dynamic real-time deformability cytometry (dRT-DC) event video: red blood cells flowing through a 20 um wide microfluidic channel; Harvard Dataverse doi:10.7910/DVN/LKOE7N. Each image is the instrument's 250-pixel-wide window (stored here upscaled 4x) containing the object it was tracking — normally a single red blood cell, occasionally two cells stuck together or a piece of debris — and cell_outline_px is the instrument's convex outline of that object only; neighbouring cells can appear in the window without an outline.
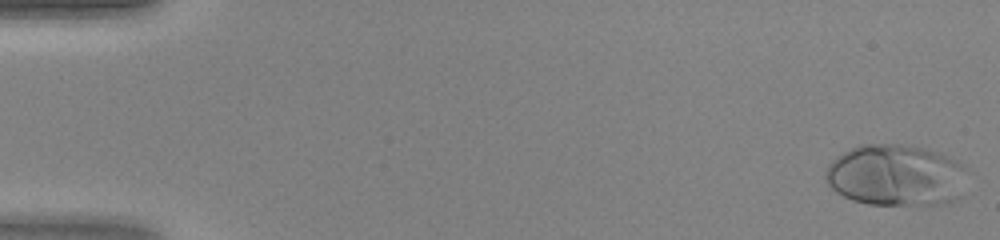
{"species": "human", "species_latin": "Homo sapiens", "temperature_condition": "warm", "stored_images_in_passage": 46, "camera_frame_rate_fps": 3000, "um_per_image_px": 0.085, "donor": {"sex": "female"}, "frame": {"image": 1, "passage_image": 1, "time_ms": 0.0, "image_size_px": [1000, 240], "cell_outline_px": [[964, 168], [960, 196], [948, 204], [868, 204], [852, 200], [836, 192], [828, 184], [824, 176], [828, 164], [836, 156], [860, 144], [900, 144], [924, 148], [940, 152], [960, 160]], "centroid_in_image_um": [76.13, 14.89], "position_along_channel_um": 8.9, "area_um2": 50.86}}
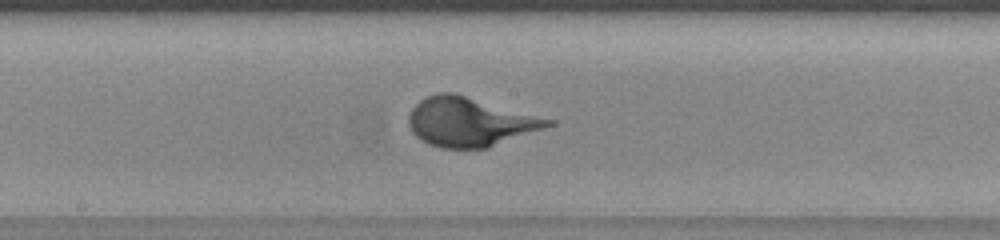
{"frame": {"image": 2, "passage_image": 25, "time_ms": 8.0, "image_size_px": [1000, 240], "cell_outline_px": [[556, 124], [488, 148], [440, 148], [428, 144], [420, 140], [412, 132], [408, 124], [408, 116], [412, 108], [420, 100], [428, 96], [440, 92], [452, 92], [556, 120]], "centroid_in_image_um": [39.94, 10.37], "position_along_channel_um": 208.3, "area_um2": 39.88}}
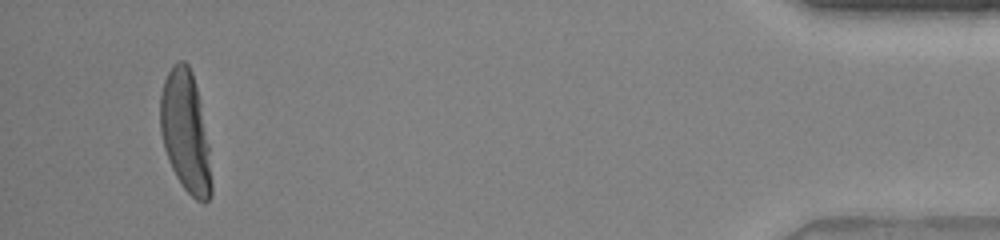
{"frame": {"image": 3, "passage_image": 44, "time_ms": 14.333, "image_size_px": [1000, 240], "cell_outline_px": [[212, 192], [208, 200], [204, 204], [196, 200], [184, 188], [176, 176], [168, 160], [164, 148], [160, 132], [160, 96], [164, 80], [172, 64], [180, 60], [184, 60], [188, 64], [192, 72], [196, 88], [208, 144], [212, 184]], "centroid_in_image_um": [15.75, 11.22], "position_along_channel_um": 419.5, "area_um2": 35.84}}